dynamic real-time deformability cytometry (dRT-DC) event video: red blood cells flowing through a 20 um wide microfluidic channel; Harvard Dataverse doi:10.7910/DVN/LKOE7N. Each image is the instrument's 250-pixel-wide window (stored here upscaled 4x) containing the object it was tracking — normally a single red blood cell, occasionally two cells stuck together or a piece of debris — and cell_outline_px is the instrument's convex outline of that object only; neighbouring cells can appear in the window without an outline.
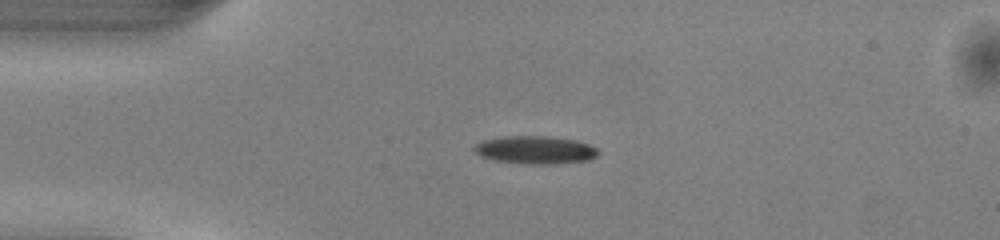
{"species": "common noctule bat (a hibernating species)", "species_latin": "Nyctalus noctula", "temperature_condition": "warm", "stored_images_in_passage": 39, "camera_frame_rate_fps": 3000, "um_per_image_px": 0.085, "animal": {"sex": "male", "body_mass_g": 13.0, "forearm_length_mm": 53.1}, "frame": {"image": 1, "passage_image": 1, "time_ms": 0.0, "image_size_px": [1000, 240], "cell_outline_px": [[600, 152], [596, 156], [588, 160], [552, 164], [524, 164], [496, 160], [480, 156], [472, 148], [476, 144], [484, 140], [508, 136], [548, 136], [576, 140], [588, 144], [596, 148]], "centroid_in_image_um": [45.51, 12.74], "position_along_channel_um": 39.5, "area_um2": 20.06}}
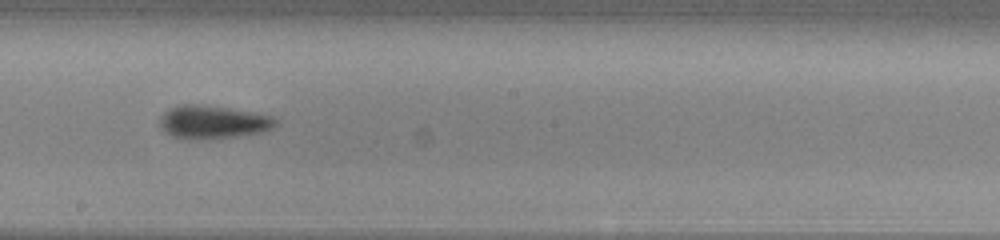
{"frame": {"image": 2, "passage_image": 17, "time_ms": 5.333, "image_size_px": [1000, 240], "cell_outline_px": [[276, 124], [272, 128], [260, 132], [236, 136], [192, 140], [172, 136], [164, 132], [160, 128], [160, 116], [164, 112], [180, 104], [196, 104], [228, 108], [252, 112], [272, 116], [276, 120]], "centroid_in_image_um": [18.04, 10.38], "position_along_channel_um": 230.2, "area_um2": 22.2}}
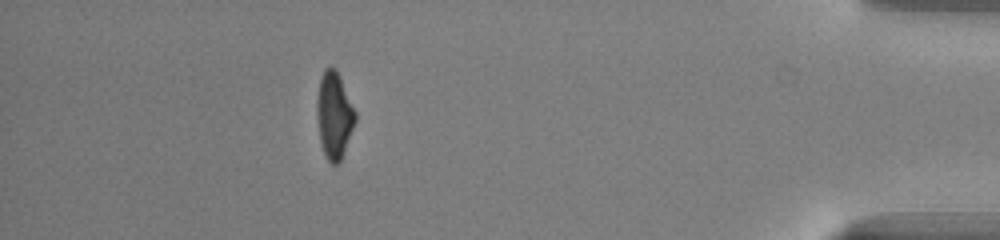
{"frame": {"image": 3, "passage_image": 34, "time_ms": 11.0, "image_size_px": [1000, 240], "cell_outline_px": [[356, 120], [340, 160], [336, 164], [332, 164], [328, 160], [324, 152], [320, 140], [316, 112], [316, 100], [320, 76], [324, 68], [336, 68], [356, 112]], "centroid_in_image_um": [28.38, 9.74], "position_along_channel_um": 406.8, "area_um2": 19.13}, "authors_computed_cell_mechanics": {"area_um2": 20.4612, "velocity_mm_per_s": 4.0989, "shape_relaxation_time_tau1_ms": 2.8998, "shape_relaxation_time_tau2_ms": 6.5416, "deformation_change_tau1": 0.1512, "deformation_change_tau2": 0.1697}}